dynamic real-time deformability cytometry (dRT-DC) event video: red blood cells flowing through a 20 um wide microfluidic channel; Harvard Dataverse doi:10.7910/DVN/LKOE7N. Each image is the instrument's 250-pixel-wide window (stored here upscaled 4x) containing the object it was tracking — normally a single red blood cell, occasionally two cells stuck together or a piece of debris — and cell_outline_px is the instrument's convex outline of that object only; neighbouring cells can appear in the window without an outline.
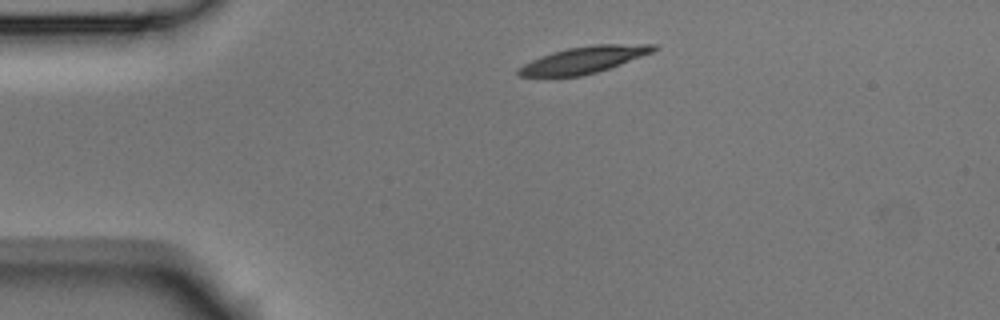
{"species": "Egyptian fruit bat (a non-hibernating species)", "species_latin": "Rousettus aegyptiacus", "temperature_condition": "room temperature", "stored_images_in_passage": 7, "camera_frame_rate_fps": 3000, "um_per_image_px": 0.085, "animal": {"sex": "male"}, "frame": {"image": 1, "passage_image": 1, "time_ms": 0.0, "image_size_px": [1000, 320], "cell_outline_px": [[656, 48], [652, 52], [620, 64], [596, 72], [580, 76], [520, 76], [516, 72], [516, 68], [540, 56], [552, 52], [568, 48], [592, 44], [656, 44]], "centroid_in_image_um": [49.59, 5.08], "position_along_channel_um": 35.4, "area_um2": 20.75}}
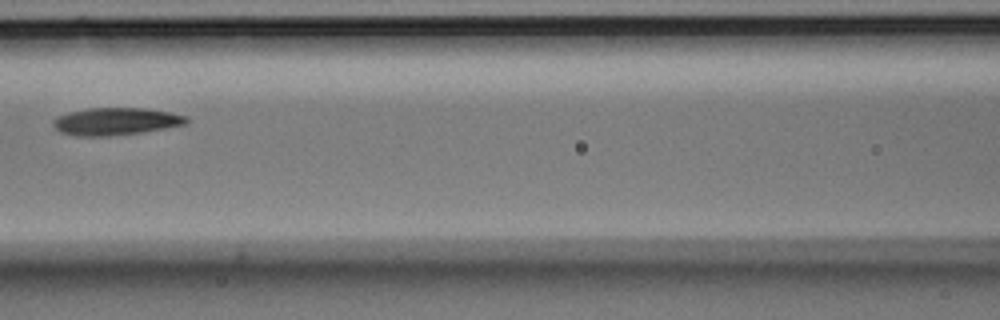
{"frame": {"image": 2, "passage_image": 4, "time_ms": 1.0, "image_size_px": [1000, 320], "cell_outline_px": [[188, 124], [140, 132], [108, 136], [76, 136], [60, 132], [52, 124], [52, 120], [56, 116], [68, 112], [88, 108], [144, 108], [168, 112], [188, 116]], "centroid_in_image_um": [9.81, 10.31], "position_along_channel_um": 156.8, "area_um2": 21.27}}
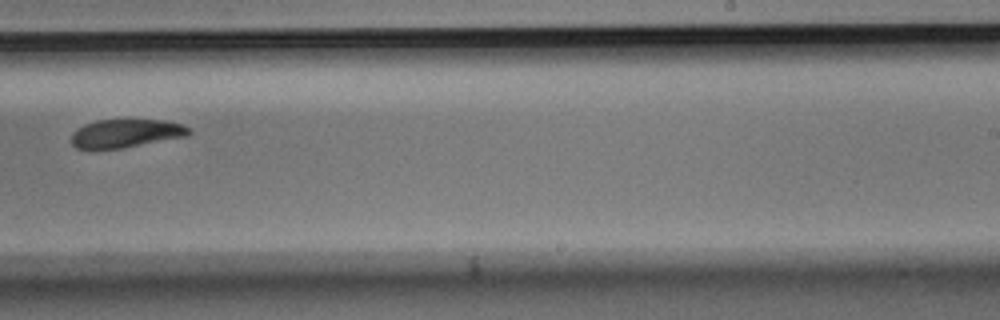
{"frame": {"image": 3, "passage_image": 7, "time_ms": 2.0, "image_size_px": [1000, 320], "cell_outline_px": [[192, 132], [188, 136], [120, 148], [76, 148], [72, 144], [72, 132], [76, 128], [84, 124], [96, 120], [168, 120], [192, 128]], "centroid_in_image_um": [10.73, 11.32], "position_along_channel_um": 278.3, "area_um2": 19.36}}